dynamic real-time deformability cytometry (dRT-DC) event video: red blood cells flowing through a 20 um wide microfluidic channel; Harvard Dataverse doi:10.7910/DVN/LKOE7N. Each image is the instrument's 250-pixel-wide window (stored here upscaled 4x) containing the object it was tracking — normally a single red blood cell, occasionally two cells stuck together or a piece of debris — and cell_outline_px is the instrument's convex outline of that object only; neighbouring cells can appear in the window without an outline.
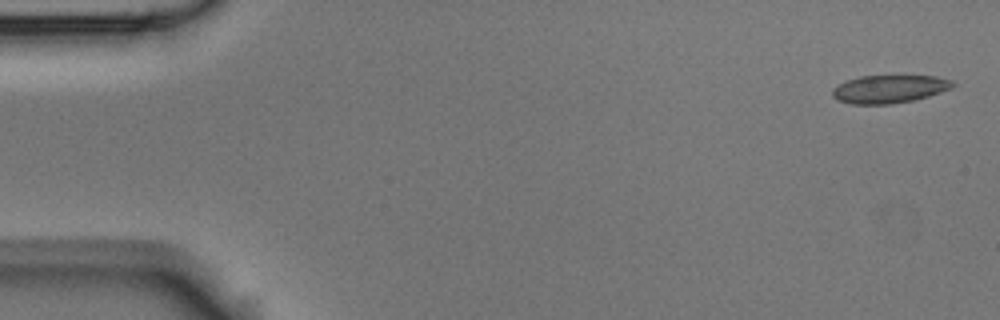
{"species": "Egyptian fruit bat (a non-hibernating species)", "species_latin": "Rousettus aegyptiacus", "temperature_condition": "room temperature", "stored_images_in_passage": 5, "camera_frame_rate_fps": 3000, "um_per_image_px": 0.085, "animal": {"sex": "male"}, "frame": {"image": 1, "passage_image": 1, "time_ms": 0.0, "image_size_px": [1000, 320], "cell_outline_px": [[956, 84], [952, 88], [928, 96], [912, 100], [892, 104], [852, 104], [836, 100], [832, 96], [832, 88], [848, 80], [860, 76], [936, 76], [952, 80]], "centroid_in_image_um": [75.59, 7.57], "position_along_channel_um": 9.4, "area_um2": 19.59}}
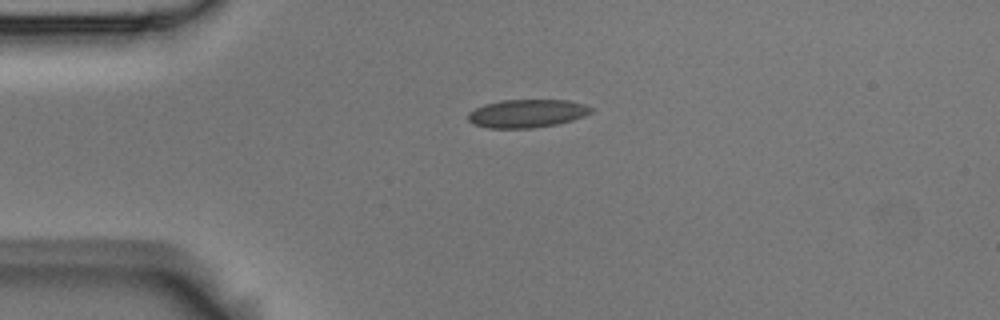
{"frame": {"image": 2, "passage_image": 4, "time_ms": 1.0, "image_size_px": [1000, 320], "cell_outline_px": [[596, 108], [592, 112], [584, 116], [572, 120], [556, 124], [532, 128], [488, 128], [472, 124], [468, 120], [468, 112], [484, 104], [500, 100], [568, 100], [584, 104]], "centroid_in_image_um": [44.8, 9.64], "position_along_channel_um": 40.2, "area_um2": 20.35}}
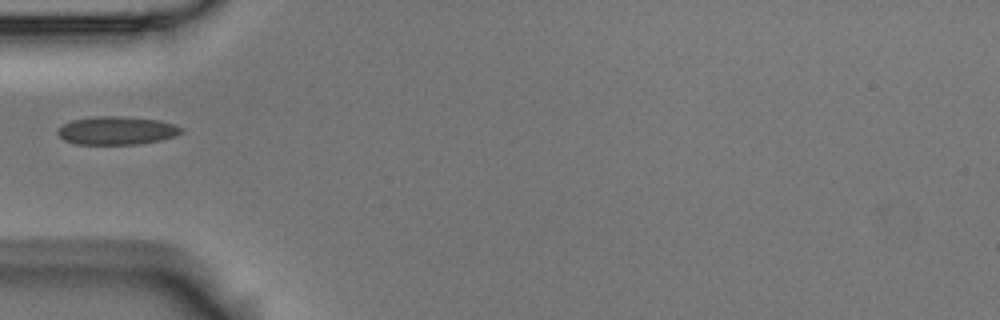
{"frame": {"image": 3, "passage_image": 5, "time_ms": 1.333, "image_size_px": [1000, 320], "cell_outline_px": [[184, 132], [176, 136], [160, 140], [140, 144], [76, 144], [64, 140], [56, 132], [64, 124], [72, 120], [96, 116], [120, 116], [160, 120], [184, 128]], "centroid_in_image_um": [9.96, 11.1], "position_along_channel_um": 75.0, "area_um2": 20.35}}